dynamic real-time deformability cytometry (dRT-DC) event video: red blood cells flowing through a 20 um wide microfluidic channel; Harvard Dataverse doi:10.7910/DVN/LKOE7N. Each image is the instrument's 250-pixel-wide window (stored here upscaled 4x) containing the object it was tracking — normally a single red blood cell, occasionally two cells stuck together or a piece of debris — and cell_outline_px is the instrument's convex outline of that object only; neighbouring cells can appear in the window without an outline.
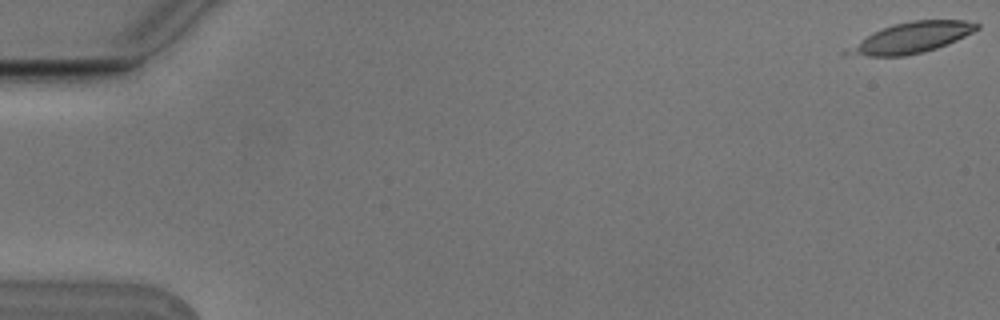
{"species": "Egyptian fruit bat (a non-hibernating species)", "species_latin": "Rousettus aegyptiacus", "temperature_condition": "cold", "stored_images_in_passage": 5, "camera_frame_rate_fps": 3000, "um_per_image_px": 0.085, "animal": {"sex": "male"}, "frame": {"image": 1, "passage_image": 1, "time_ms": 0.0, "image_size_px": [1000, 320], "cell_outline_px": [[980, 28], [956, 40], [936, 48], [904, 56], [868, 56], [840, 52], [872, 32], [896, 24], [912, 20], [964, 20], [980, 24]], "centroid_in_image_um": [77.48, 3.2], "position_along_channel_um": 7.5, "area_um2": 22.6}}